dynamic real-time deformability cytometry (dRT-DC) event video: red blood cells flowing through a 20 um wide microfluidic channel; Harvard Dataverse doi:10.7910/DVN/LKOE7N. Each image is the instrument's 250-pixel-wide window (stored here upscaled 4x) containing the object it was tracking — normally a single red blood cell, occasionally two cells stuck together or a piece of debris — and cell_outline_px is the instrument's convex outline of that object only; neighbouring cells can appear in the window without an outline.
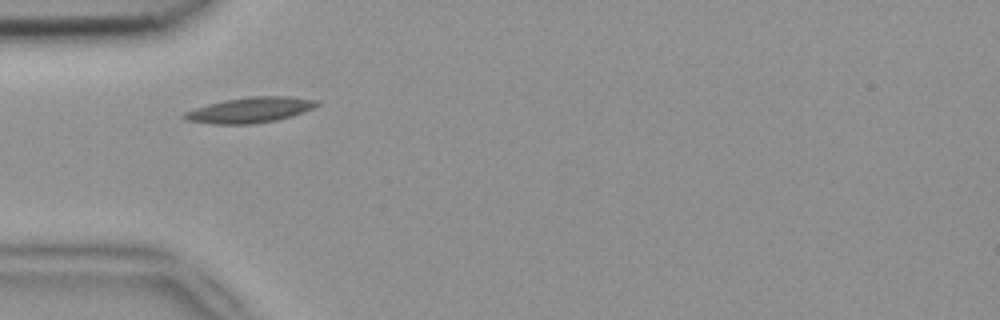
{"species": "common noctule bat (a hibernating species)", "species_latin": "Nyctalus noctula", "temperature_condition": "room temperature", "stored_images_in_passage": 3, "camera_frame_rate_fps": 3000, "um_per_image_px": 0.085, "animal": {"sex": "female", "body_mass_g": 18.4}, "frame": {"image": 1, "passage_image": 1, "time_ms": 0.0, "image_size_px": [1000, 320], "cell_outline_px": [[320, 104], [304, 112], [292, 116], [276, 120], [248, 124], [216, 124], [188, 120], [180, 116], [184, 112], [208, 104], [224, 100], [248, 96], [288, 96], [312, 100]], "centroid_in_image_um": [21.23, 9.34], "position_along_channel_um": 63.8, "area_um2": 19.42}}